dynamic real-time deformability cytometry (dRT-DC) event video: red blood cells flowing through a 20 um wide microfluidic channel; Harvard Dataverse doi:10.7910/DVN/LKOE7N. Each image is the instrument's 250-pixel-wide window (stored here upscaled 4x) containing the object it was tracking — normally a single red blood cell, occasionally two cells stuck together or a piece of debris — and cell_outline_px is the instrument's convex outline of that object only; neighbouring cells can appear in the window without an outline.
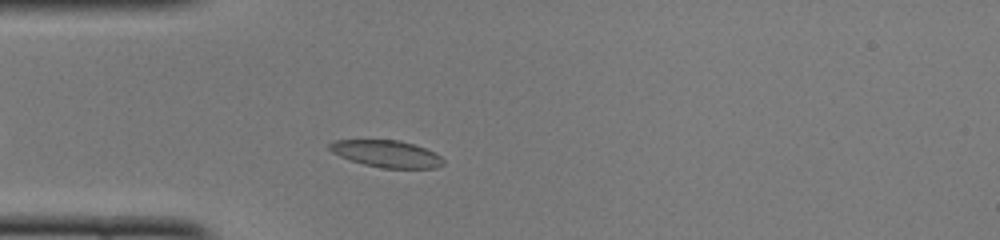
{"species": "common noctule bat (a hibernating species)", "species_latin": "Nyctalus noctula", "temperature_condition": "cold", "stored_images_in_passage": 40, "camera_frame_rate_fps": 3000, "um_per_image_px": 0.085, "animal": {"sex": "female", "body_mass_g": 22.0, "forearm_length_mm": 56.7}, "frame": {"image": 1, "passage_image": 8, "time_ms": 2.333, "image_size_px": [1000, 240], "cell_outline_px": [[444, 164], [436, 168], [384, 168], [364, 164], [340, 156], [332, 152], [328, 148], [328, 144], [336, 140], [400, 140], [436, 152], [444, 160]], "centroid_in_image_um": [32.88, 13.07], "position_along_channel_um": 52.1, "area_um2": 17.74}}
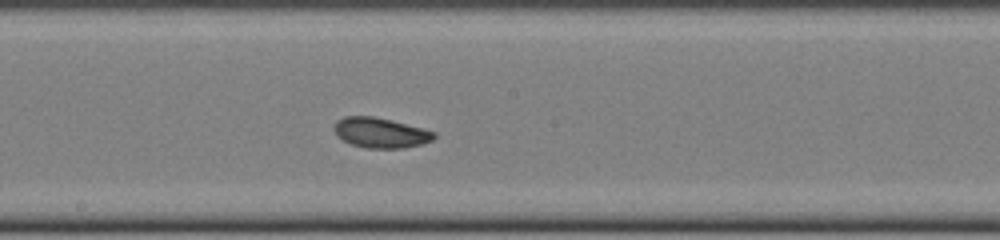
{"frame": {"image": 2, "passage_image": 21, "time_ms": 6.667, "image_size_px": [1000, 240], "cell_outline_px": [[436, 136], [432, 140], [420, 144], [404, 148], [364, 148], [352, 144], [336, 136], [332, 128], [336, 120], [344, 116], [372, 116], [392, 120], [436, 132]], "centroid_in_image_um": [32.3, 11.28], "position_along_channel_um": 215.9, "area_um2": 17.63}}
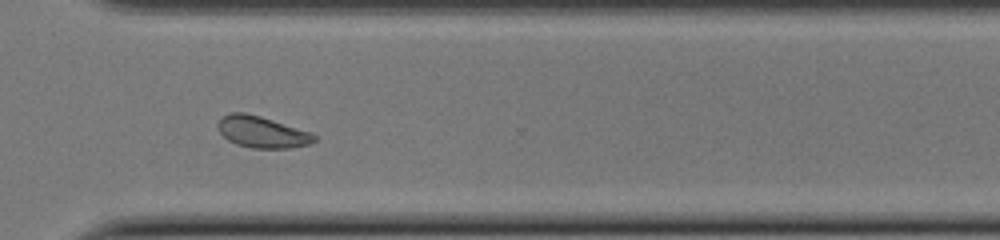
{"frame": {"image": 3, "passage_image": 31, "time_ms": 10.0, "image_size_px": [1000, 240], "cell_outline_px": [[316, 140], [308, 144], [288, 148], [252, 148], [236, 144], [228, 140], [220, 132], [216, 124], [220, 116], [232, 112], [244, 112], [260, 116], [308, 132], [316, 136]], "centroid_in_image_um": [22.19, 11.21], "position_along_channel_um": 348.4, "area_um2": 17.46}, "authors_computed_cell_mechanics": {"area_um2": 17.9758, "velocity_mm_per_s": 3.9428, "shape_relaxation_time_tau1_ms": 4.7357, "shape_relaxation_time_tau2_ms": 2.3022, "deformation_change_tau1": 0.0917, "deformation_change_tau2": 0.0673}}